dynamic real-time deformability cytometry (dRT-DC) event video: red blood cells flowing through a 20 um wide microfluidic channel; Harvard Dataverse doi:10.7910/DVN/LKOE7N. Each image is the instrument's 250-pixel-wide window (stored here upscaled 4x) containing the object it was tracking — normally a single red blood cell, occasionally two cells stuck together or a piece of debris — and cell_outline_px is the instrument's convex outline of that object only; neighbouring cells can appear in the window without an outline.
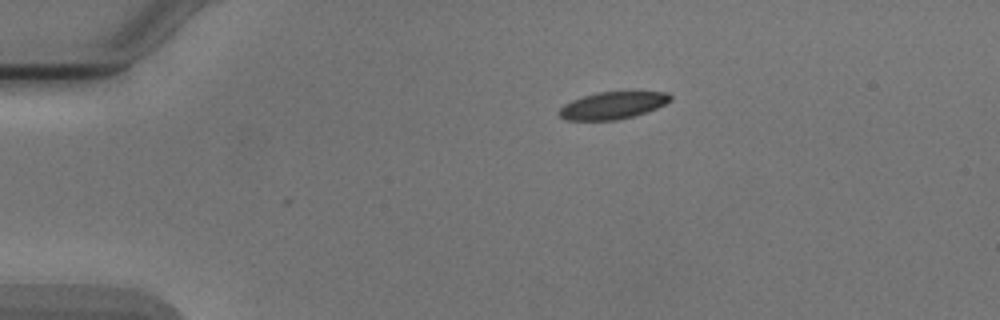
{"species": "Egyptian fruit bat (a non-hibernating species)", "species_latin": "Rousettus aegyptiacus", "temperature_condition": "cold", "stored_images_in_passage": 2, "camera_frame_rate_fps": 3000, "um_per_image_px": 0.085, "animal": {"sex": "male"}, "frame": {"image": 1, "passage_image": 1, "time_ms": 0.0, "image_size_px": [1000, 320], "cell_outline_px": [[672, 100], [656, 108], [632, 116], [616, 120], [564, 120], [560, 116], [560, 108], [564, 104], [572, 100], [596, 92], [668, 92], [672, 96]], "centroid_in_image_um": [52.07, 8.95], "position_along_channel_um": 32.9, "area_um2": 17.4}}